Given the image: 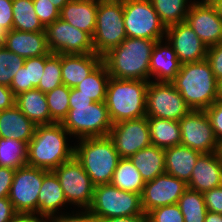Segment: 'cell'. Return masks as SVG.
Instances as JSON below:
<instances>
[{"mask_svg": "<svg viewBox=\"0 0 222 222\" xmlns=\"http://www.w3.org/2000/svg\"><path fill=\"white\" fill-rule=\"evenodd\" d=\"M159 40L126 38L102 56L111 78L150 81V59Z\"/></svg>", "mask_w": 222, "mask_h": 222, "instance_id": "cell-1", "label": "cell"}, {"mask_svg": "<svg viewBox=\"0 0 222 222\" xmlns=\"http://www.w3.org/2000/svg\"><path fill=\"white\" fill-rule=\"evenodd\" d=\"M69 106L68 115L62 125L71 137L77 140L109 135L113 123L105 102H94L76 88H70Z\"/></svg>", "mask_w": 222, "mask_h": 222, "instance_id": "cell-2", "label": "cell"}, {"mask_svg": "<svg viewBox=\"0 0 222 222\" xmlns=\"http://www.w3.org/2000/svg\"><path fill=\"white\" fill-rule=\"evenodd\" d=\"M70 136V137H69ZM70 133L62 123L38 125L27 144V165L53 171L74 156Z\"/></svg>", "mask_w": 222, "mask_h": 222, "instance_id": "cell-3", "label": "cell"}, {"mask_svg": "<svg viewBox=\"0 0 222 222\" xmlns=\"http://www.w3.org/2000/svg\"><path fill=\"white\" fill-rule=\"evenodd\" d=\"M192 110H206L217 100V79L206 59L181 64L171 81Z\"/></svg>", "mask_w": 222, "mask_h": 222, "instance_id": "cell-4", "label": "cell"}, {"mask_svg": "<svg viewBox=\"0 0 222 222\" xmlns=\"http://www.w3.org/2000/svg\"><path fill=\"white\" fill-rule=\"evenodd\" d=\"M74 156L94 186L110 184L120 156L109 136L78 139Z\"/></svg>", "mask_w": 222, "mask_h": 222, "instance_id": "cell-5", "label": "cell"}, {"mask_svg": "<svg viewBox=\"0 0 222 222\" xmlns=\"http://www.w3.org/2000/svg\"><path fill=\"white\" fill-rule=\"evenodd\" d=\"M149 81L109 79L105 104L113 124L146 116V92Z\"/></svg>", "mask_w": 222, "mask_h": 222, "instance_id": "cell-6", "label": "cell"}, {"mask_svg": "<svg viewBox=\"0 0 222 222\" xmlns=\"http://www.w3.org/2000/svg\"><path fill=\"white\" fill-rule=\"evenodd\" d=\"M88 210L96 220L146 215L142 210L140 194L118 189L111 184L94 187L93 199Z\"/></svg>", "mask_w": 222, "mask_h": 222, "instance_id": "cell-7", "label": "cell"}, {"mask_svg": "<svg viewBox=\"0 0 222 222\" xmlns=\"http://www.w3.org/2000/svg\"><path fill=\"white\" fill-rule=\"evenodd\" d=\"M126 38L123 1H98L96 28L92 36L95 54L105 55Z\"/></svg>", "mask_w": 222, "mask_h": 222, "instance_id": "cell-8", "label": "cell"}, {"mask_svg": "<svg viewBox=\"0 0 222 222\" xmlns=\"http://www.w3.org/2000/svg\"><path fill=\"white\" fill-rule=\"evenodd\" d=\"M123 15L128 38L165 39L166 27L150 0H124Z\"/></svg>", "mask_w": 222, "mask_h": 222, "instance_id": "cell-9", "label": "cell"}, {"mask_svg": "<svg viewBox=\"0 0 222 222\" xmlns=\"http://www.w3.org/2000/svg\"><path fill=\"white\" fill-rule=\"evenodd\" d=\"M191 110L172 82L149 81L146 92V117L179 121Z\"/></svg>", "mask_w": 222, "mask_h": 222, "instance_id": "cell-10", "label": "cell"}, {"mask_svg": "<svg viewBox=\"0 0 222 222\" xmlns=\"http://www.w3.org/2000/svg\"><path fill=\"white\" fill-rule=\"evenodd\" d=\"M53 172L60 181L67 203L80 209H88L95 186L75 156L55 168Z\"/></svg>", "mask_w": 222, "mask_h": 222, "instance_id": "cell-11", "label": "cell"}, {"mask_svg": "<svg viewBox=\"0 0 222 222\" xmlns=\"http://www.w3.org/2000/svg\"><path fill=\"white\" fill-rule=\"evenodd\" d=\"M48 172L28 165L16 169L8 195L16 212L38 214V196Z\"/></svg>", "mask_w": 222, "mask_h": 222, "instance_id": "cell-12", "label": "cell"}, {"mask_svg": "<svg viewBox=\"0 0 222 222\" xmlns=\"http://www.w3.org/2000/svg\"><path fill=\"white\" fill-rule=\"evenodd\" d=\"M48 46L56 54H90L95 53L92 37L83 30L56 19L46 28Z\"/></svg>", "mask_w": 222, "mask_h": 222, "instance_id": "cell-13", "label": "cell"}, {"mask_svg": "<svg viewBox=\"0 0 222 222\" xmlns=\"http://www.w3.org/2000/svg\"><path fill=\"white\" fill-rule=\"evenodd\" d=\"M181 145L201 153L217 152L219 142L204 110H191L179 120Z\"/></svg>", "mask_w": 222, "mask_h": 222, "instance_id": "cell-14", "label": "cell"}, {"mask_svg": "<svg viewBox=\"0 0 222 222\" xmlns=\"http://www.w3.org/2000/svg\"><path fill=\"white\" fill-rule=\"evenodd\" d=\"M120 158H130L139 150L151 145L146 116L113 124L108 135Z\"/></svg>", "mask_w": 222, "mask_h": 222, "instance_id": "cell-15", "label": "cell"}, {"mask_svg": "<svg viewBox=\"0 0 222 222\" xmlns=\"http://www.w3.org/2000/svg\"><path fill=\"white\" fill-rule=\"evenodd\" d=\"M188 189L187 183L167 173L145 182L141 194V206L145 214L166 205L177 204L179 198Z\"/></svg>", "mask_w": 222, "mask_h": 222, "instance_id": "cell-16", "label": "cell"}, {"mask_svg": "<svg viewBox=\"0 0 222 222\" xmlns=\"http://www.w3.org/2000/svg\"><path fill=\"white\" fill-rule=\"evenodd\" d=\"M165 39L174 49L181 64L206 59L208 46L186 21L166 27Z\"/></svg>", "mask_w": 222, "mask_h": 222, "instance_id": "cell-17", "label": "cell"}, {"mask_svg": "<svg viewBox=\"0 0 222 222\" xmlns=\"http://www.w3.org/2000/svg\"><path fill=\"white\" fill-rule=\"evenodd\" d=\"M185 21L206 46L210 47L222 41V18L213 5L192 3Z\"/></svg>", "mask_w": 222, "mask_h": 222, "instance_id": "cell-18", "label": "cell"}, {"mask_svg": "<svg viewBox=\"0 0 222 222\" xmlns=\"http://www.w3.org/2000/svg\"><path fill=\"white\" fill-rule=\"evenodd\" d=\"M222 185V158L218 151L202 153L196 161L187 186L204 193Z\"/></svg>", "mask_w": 222, "mask_h": 222, "instance_id": "cell-19", "label": "cell"}, {"mask_svg": "<svg viewBox=\"0 0 222 222\" xmlns=\"http://www.w3.org/2000/svg\"><path fill=\"white\" fill-rule=\"evenodd\" d=\"M2 45L24 59L51 54L46 31L26 32L12 29L5 33Z\"/></svg>", "mask_w": 222, "mask_h": 222, "instance_id": "cell-20", "label": "cell"}, {"mask_svg": "<svg viewBox=\"0 0 222 222\" xmlns=\"http://www.w3.org/2000/svg\"><path fill=\"white\" fill-rule=\"evenodd\" d=\"M102 56L90 54H61V74L63 85L75 88L100 63Z\"/></svg>", "mask_w": 222, "mask_h": 222, "instance_id": "cell-21", "label": "cell"}, {"mask_svg": "<svg viewBox=\"0 0 222 222\" xmlns=\"http://www.w3.org/2000/svg\"><path fill=\"white\" fill-rule=\"evenodd\" d=\"M180 67L181 63L169 42L166 39L157 41L150 59V81L155 78L153 81L171 82Z\"/></svg>", "mask_w": 222, "mask_h": 222, "instance_id": "cell-22", "label": "cell"}, {"mask_svg": "<svg viewBox=\"0 0 222 222\" xmlns=\"http://www.w3.org/2000/svg\"><path fill=\"white\" fill-rule=\"evenodd\" d=\"M98 1L70 0L60 11V18L85 31L91 37L96 28Z\"/></svg>", "mask_w": 222, "mask_h": 222, "instance_id": "cell-23", "label": "cell"}, {"mask_svg": "<svg viewBox=\"0 0 222 222\" xmlns=\"http://www.w3.org/2000/svg\"><path fill=\"white\" fill-rule=\"evenodd\" d=\"M36 125L14 105L0 111V137L23 141L26 144L33 137Z\"/></svg>", "mask_w": 222, "mask_h": 222, "instance_id": "cell-24", "label": "cell"}, {"mask_svg": "<svg viewBox=\"0 0 222 222\" xmlns=\"http://www.w3.org/2000/svg\"><path fill=\"white\" fill-rule=\"evenodd\" d=\"M201 154V152L184 145L165 149V173L188 183Z\"/></svg>", "mask_w": 222, "mask_h": 222, "instance_id": "cell-25", "label": "cell"}, {"mask_svg": "<svg viewBox=\"0 0 222 222\" xmlns=\"http://www.w3.org/2000/svg\"><path fill=\"white\" fill-rule=\"evenodd\" d=\"M67 201L58 177L49 171L43 178L38 196V215L45 218L60 214Z\"/></svg>", "mask_w": 222, "mask_h": 222, "instance_id": "cell-26", "label": "cell"}, {"mask_svg": "<svg viewBox=\"0 0 222 222\" xmlns=\"http://www.w3.org/2000/svg\"><path fill=\"white\" fill-rule=\"evenodd\" d=\"M15 105L36 126L51 124L49 106L44 92L36 88L23 92L16 96Z\"/></svg>", "mask_w": 222, "mask_h": 222, "instance_id": "cell-27", "label": "cell"}, {"mask_svg": "<svg viewBox=\"0 0 222 222\" xmlns=\"http://www.w3.org/2000/svg\"><path fill=\"white\" fill-rule=\"evenodd\" d=\"M144 182L165 173V149L149 145L130 157Z\"/></svg>", "mask_w": 222, "mask_h": 222, "instance_id": "cell-28", "label": "cell"}, {"mask_svg": "<svg viewBox=\"0 0 222 222\" xmlns=\"http://www.w3.org/2000/svg\"><path fill=\"white\" fill-rule=\"evenodd\" d=\"M45 66V55L25 59L24 65L13 77L10 89L14 96L38 87Z\"/></svg>", "mask_w": 222, "mask_h": 222, "instance_id": "cell-29", "label": "cell"}, {"mask_svg": "<svg viewBox=\"0 0 222 222\" xmlns=\"http://www.w3.org/2000/svg\"><path fill=\"white\" fill-rule=\"evenodd\" d=\"M147 118L152 145L162 149L181 145V130L179 121L155 117Z\"/></svg>", "mask_w": 222, "mask_h": 222, "instance_id": "cell-30", "label": "cell"}, {"mask_svg": "<svg viewBox=\"0 0 222 222\" xmlns=\"http://www.w3.org/2000/svg\"><path fill=\"white\" fill-rule=\"evenodd\" d=\"M118 189L142 194L145 182L130 158H120L110 183Z\"/></svg>", "mask_w": 222, "mask_h": 222, "instance_id": "cell-31", "label": "cell"}, {"mask_svg": "<svg viewBox=\"0 0 222 222\" xmlns=\"http://www.w3.org/2000/svg\"><path fill=\"white\" fill-rule=\"evenodd\" d=\"M110 79L106 65L101 62L85 79L75 87L81 94L94 102H105L107 85Z\"/></svg>", "mask_w": 222, "mask_h": 222, "instance_id": "cell-32", "label": "cell"}, {"mask_svg": "<svg viewBox=\"0 0 222 222\" xmlns=\"http://www.w3.org/2000/svg\"><path fill=\"white\" fill-rule=\"evenodd\" d=\"M13 29L17 31H45L35 12L33 0H12Z\"/></svg>", "mask_w": 222, "mask_h": 222, "instance_id": "cell-33", "label": "cell"}, {"mask_svg": "<svg viewBox=\"0 0 222 222\" xmlns=\"http://www.w3.org/2000/svg\"><path fill=\"white\" fill-rule=\"evenodd\" d=\"M160 21L168 27L186 20L192 0H150ZM189 3V4H188Z\"/></svg>", "mask_w": 222, "mask_h": 222, "instance_id": "cell-34", "label": "cell"}, {"mask_svg": "<svg viewBox=\"0 0 222 222\" xmlns=\"http://www.w3.org/2000/svg\"><path fill=\"white\" fill-rule=\"evenodd\" d=\"M27 165V144L11 138L0 137V167L14 170Z\"/></svg>", "mask_w": 222, "mask_h": 222, "instance_id": "cell-35", "label": "cell"}, {"mask_svg": "<svg viewBox=\"0 0 222 222\" xmlns=\"http://www.w3.org/2000/svg\"><path fill=\"white\" fill-rule=\"evenodd\" d=\"M184 222H205L207 208L203 193L187 189L178 200Z\"/></svg>", "mask_w": 222, "mask_h": 222, "instance_id": "cell-36", "label": "cell"}, {"mask_svg": "<svg viewBox=\"0 0 222 222\" xmlns=\"http://www.w3.org/2000/svg\"><path fill=\"white\" fill-rule=\"evenodd\" d=\"M45 95L47 98V104L49 106L51 124L62 123L67 117L70 109V88L66 85H61L49 92H46Z\"/></svg>", "mask_w": 222, "mask_h": 222, "instance_id": "cell-37", "label": "cell"}, {"mask_svg": "<svg viewBox=\"0 0 222 222\" xmlns=\"http://www.w3.org/2000/svg\"><path fill=\"white\" fill-rule=\"evenodd\" d=\"M63 85L61 74V54L45 55L43 75L36 89L46 93Z\"/></svg>", "mask_w": 222, "mask_h": 222, "instance_id": "cell-38", "label": "cell"}, {"mask_svg": "<svg viewBox=\"0 0 222 222\" xmlns=\"http://www.w3.org/2000/svg\"><path fill=\"white\" fill-rule=\"evenodd\" d=\"M25 59L0 46V85L10 88L11 81L17 71L24 65Z\"/></svg>", "mask_w": 222, "mask_h": 222, "instance_id": "cell-39", "label": "cell"}, {"mask_svg": "<svg viewBox=\"0 0 222 222\" xmlns=\"http://www.w3.org/2000/svg\"><path fill=\"white\" fill-rule=\"evenodd\" d=\"M147 222H184L178 204L157 207L147 214Z\"/></svg>", "mask_w": 222, "mask_h": 222, "instance_id": "cell-40", "label": "cell"}, {"mask_svg": "<svg viewBox=\"0 0 222 222\" xmlns=\"http://www.w3.org/2000/svg\"><path fill=\"white\" fill-rule=\"evenodd\" d=\"M33 5L40 22L45 28L60 18V11L50 0H33Z\"/></svg>", "mask_w": 222, "mask_h": 222, "instance_id": "cell-41", "label": "cell"}, {"mask_svg": "<svg viewBox=\"0 0 222 222\" xmlns=\"http://www.w3.org/2000/svg\"><path fill=\"white\" fill-rule=\"evenodd\" d=\"M76 213V214H74ZM45 222H97L88 209H78V211L69 213H61L46 218Z\"/></svg>", "mask_w": 222, "mask_h": 222, "instance_id": "cell-42", "label": "cell"}, {"mask_svg": "<svg viewBox=\"0 0 222 222\" xmlns=\"http://www.w3.org/2000/svg\"><path fill=\"white\" fill-rule=\"evenodd\" d=\"M210 119L214 135L218 142L222 141V100H216L205 110Z\"/></svg>", "mask_w": 222, "mask_h": 222, "instance_id": "cell-43", "label": "cell"}, {"mask_svg": "<svg viewBox=\"0 0 222 222\" xmlns=\"http://www.w3.org/2000/svg\"><path fill=\"white\" fill-rule=\"evenodd\" d=\"M206 60L209 63L217 81L222 78V41L208 47Z\"/></svg>", "mask_w": 222, "mask_h": 222, "instance_id": "cell-44", "label": "cell"}, {"mask_svg": "<svg viewBox=\"0 0 222 222\" xmlns=\"http://www.w3.org/2000/svg\"><path fill=\"white\" fill-rule=\"evenodd\" d=\"M207 211L222 214V185L203 193Z\"/></svg>", "mask_w": 222, "mask_h": 222, "instance_id": "cell-45", "label": "cell"}, {"mask_svg": "<svg viewBox=\"0 0 222 222\" xmlns=\"http://www.w3.org/2000/svg\"><path fill=\"white\" fill-rule=\"evenodd\" d=\"M0 28L5 33L13 29L12 0H0Z\"/></svg>", "mask_w": 222, "mask_h": 222, "instance_id": "cell-46", "label": "cell"}, {"mask_svg": "<svg viewBox=\"0 0 222 222\" xmlns=\"http://www.w3.org/2000/svg\"><path fill=\"white\" fill-rule=\"evenodd\" d=\"M15 171L9 167H0V198L8 197Z\"/></svg>", "mask_w": 222, "mask_h": 222, "instance_id": "cell-47", "label": "cell"}, {"mask_svg": "<svg viewBox=\"0 0 222 222\" xmlns=\"http://www.w3.org/2000/svg\"><path fill=\"white\" fill-rule=\"evenodd\" d=\"M15 99L16 97L9 87L0 85V111L12 108L15 105Z\"/></svg>", "mask_w": 222, "mask_h": 222, "instance_id": "cell-48", "label": "cell"}, {"mask_svg": "<svg viewBox=\"0 0 222 222\" xmlns=\"http://www.w3.org/2000/svg\"><path fill=\"white\" fill-rule=\"evenodd\" d=\"M16 213L8 197L0 198V222H9Z\"/></svg>", "mask_w": 222, "mask_h": 222, "instance_id": "cell-49", "label": "cell"}, {"mask_svg": "<svg viewBox=\"0 0 222 222\" xmlns=\"http://www.w3.org/2000/svg\"><path fill=\"white\" fill-rule=\"evenodd\" d=\"M46 218L37 213L17 212L9 222H45Z\"/></svg>", "mask_w": 222, "mask_h": 222, "instance_id": "cell-50", "label": "cell"}, {"mask_svg": "<svg viewBox=\"0 0 222 222\" xmlns=\"http://www.w3.org/2000/svg\"><path fill=\"white\" fill-rule=\"evenodd\" d=\"M97 222H147L146 215H134L130 217H113L96 220Z\"/></svg>", "mask_w": 222, "mask_h": 222, "instance_id": "cell-51", "label": "cell"}, {"mask_svg": "<svg viewBox=\"0 0 222 222\" xmlns=\"http://www.w3.org/2000/svg\"><path fill=\"white\" fill-rule=\"evenodd\" d=\"M205 222H222V214L207 211Z\"/></svg>", "mask_w": 222, "mask_h": 222, "instance_id": "cell-52", "label": "cell"}, {"mask_svg": "<svg viewBox=\"0 0 222 222\" xmlns=\"http://www.w3.org/2000/svg\"><path fill=\"white\" fill-rule=\"evenodd\" d=\"M70 0H50L54 6L61 11V9L69 2Z\"/></svg>", "mask_w": 222, "mask_h": 222, "instance_id": "cell-53", "label": "cell"}, {"mask_svg": "<svg viewBox=\"0 0 222 222\" xmlns=\"http://www.w3.org/2000/svg\"><path fill=\"white\" fill-rule=\"evenodd\" d=\"M213 6L215 7L217 14L222 18V0H217Z\"/></svg>", "mask_w": 222, "mask_h": 222, "instance_id": "cell-54", "label": "cell"}, {"mask_svg": "<svg viewBox=\"0 0 222 222\" xmlns=\"http://www.w3.org/2000/svg\"><path fill=\"white\" fill-rule=\"evenodd\" d=\"M217 100H222V78L217 83Z\"/></svg>", "mask_w": 222, "mask_h": 222, "instance_id": "cell-55", "label": "cell"}, {"mask_svg": "<svg viewBox=\"0 0 222 222\" xmlns=\"http://www.w3.org/2000/svg\"><path fill=\"white\" fill-rule=\"evenodd\" d=\"M217 0H193V3L200 5H213Z\"/></svg>", "mask_w": 222, "mask_h": 222, "instance_id": "cell-56", "label": "cell"}, {"mask_svg": "<svg viewBox=\"0 0 222 222\" xmlns=\"http://www.w3.org/2000/svg\"><path fill=\"white\" fill-rule=\"evenodd\" d=\"M5 32L0 28V46H2Z\"/></svg>", "mask_w": 222, "mask_h": 222, "instance_id": "cell-57", "label": "cell"}, {"mask_svg": "<svg viewBox=\"0 0 222 222\" xmlns=\"http://www.w3.org/2000/svg\"><path fill=\"white\" fill-rule=\"evenodd\" d=\"M218 153L220 155V157L222 158V141L219 142V149H218Z\"/></svg>", "mask_w": 222, "mask_h": 222, "instance_id": "cell-58", "label": "cell"}, {"mask_svg": "<svg viewBox=\"0 0 222 222\" xmlns=\"http://www.w3.org/2000/svg\"><path fill=\"white\" fill-rule=\"evenodd\" d=\"M102 1H124V0H102Z\"/></svg>", "mask_w": 222, "mask_h": 222, "instance_id": "cell-59", "label": "cell"}]
</instances>
